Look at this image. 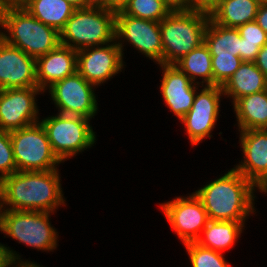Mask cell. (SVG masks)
Instances as JSON below:
<instances>
[{
    "mask_svg": "<svg viewBox=\"0 0 267 267\" xmlns=\"http://www.w3.org/2000/svg\"><path fill=\"white\" fill-rule=\"evenodd\" d=\"M59 169L16 171L0 181V209L54 213L66 206Z\"/></svg>",
    "mask_w": 267,
    "mask_h": 267,
    "instance_id": "cell-1",
    "label": "cell"
},
{
    "mask_svg": "<svg viewBox=\"0 0 267 267\" xmlns=\"http://www.w3.org/2000/svg\"><path fill=\"white\" fill-rule=\"evenodd\" d=\"M256 190L260 192L233 167L194 193L201 200L209 220L246 221L256 212Z\"/></svg>",
    "mask_w": 267,
    "mask_h": 267,
    "instance_id": "cell-2",
    "label": "cell"
},
{
    "mask_svg": "<svg viewBox=\"0 0 267 267\" xmlns=\"http://www.w3.org/2000/svg\"><path fill=\"white\" fill-rule=\"evenodd\" d=\"M0 27L2 39L35 59L60 44V33L37 20L21 5L0 7Z\"/></svg>",
    "mask_w": 267,
    "mask_h": 267,
    "instance_id": "cell-3",
    "label": "cell"
},
{
    "mask_svg": "<svg viewBox=\"0 0 267 267\" xmlns=\"http://www.w3.org/2000/svg\"><path fill=\"white\" fill-rule=\"evenodd\" d=\"M115 14L116 11L101 0L90 7L76 9L60 31V44L78 51L113 42Z\"/></svg>",
    "mask_w": 267,
    "mask_h": 267,
    "instance_id": "cell-4",
    "label": "cell"
},
{
    "mask_svg": "<svg viewBox=\"0 0 267 267\" xmlns=\"http://www.w3.org/2000/svg\"><path fill=\"white\" fill-rule=\"evenodd\" d=\"M210 15L199 11H171L160 21L163 64H175L204 43Z\"/></svg>",
    "mask_w": 267,
    "mask_h": 267,
    "instance_id": "cell-5",
    "label": "cell"
},
{
    "mask_svg": "<svg viewBox=\"0 0 267 267\" xmlns=\"http://www.w3.org/2000/svg\"><path fill=\"white\" fill-rule=\"evenodd\" d=\"M54 213L0 209V231L38 251H53L58 246L57 229L49 221Z\"/></svg>",
    "mask_w": 267,
    "mask_h": 267,
    "instance_id": "cell-6",
    "label": "cell"
},
{
    "mask_svg": "<svg viewBox=\"0 0 267 267\" xmlns=\"http://www.w3.org/2000/svg\"><path fill=\"white\" fill-rule=\"evenodd\" d=\"M39 121L47 133L53 153L62 163L96 144L91 119L57 113Z\"/></svg>",
    "mask_w": 267,
    "mask_h": 267,
    "instance_id": "cell-7",
    "label": "cell"
},
{
    "mask_svg": "<svg viewBox=\"0 0 267 267\" xmlns=\"http://www.w3.org/2000/svg\"><path fill=\"white\" fill-rule=\"evenodd\" d=\"M10 138L17 171H50L62 163L53 153L40 121L11 131Z\"/></svg>",
    "mask_w": 267,
    "mask_h": 267,
    "instance_id": "cell-8",
    "label": "cell"
},
{
    "mask_svg": "<svg viewBox=\"0 0 267 267\" xmlns=\"http://www.w3.org/2000/svg\"><path fill=\"white\" fill-rule=\"evenodd\" d=\"M115 40L123 57V44L127 42L153 62L163 64L160 22L134 17L118 10L115 14Z\"/></svg>",
    "mask_w": 267,
    "mask_h": 267,
    "instance_id": "cell-9",
    "label": "cell"
},
{
    "mask_svg": "<svg viewBox=\"0 0 267 267\" xmlns=\"http://www.w3.org/2000/svg\"><path fill=\"white\" fill-rule=\"evenodd\" d=\"M95 88L76 71L47 90L59 114L92 119L98 112Z\"/></svg>",
    "mask_w": 267,
    "mask_h": 267,
    "instance_id": "cell-10",
    "label": "cell"
},
{
    "mask_svg": "<svg viewBox=\"0 0 267 267\" xmlns=\"http://www.w3.org/2000/svg\"><path fill=\"white\" fill-rule=\"evenodd\" d=\"M201 87L202 89L196 91L191 109L180 119L192 146L213 136L211 133L217 125L220 113V99L224 97L219 85Z\"/></svg>",
    "mask_w": 267,
    "mask_h": 267,
    "instance_id": "cell-11",
    "label": "cell"
},
{
    "mask_svg": "<svg viewBox=\"0 0 267 267\" xmlns=\"http://www.w3.org/2000/svg\"><path fill=\"white\" fill-rule=\"evenodd\" d=\"M172 230L183 244L195 242L209 221L201 200L193 192L159 204Z\"/></svg>",
    "mask_w": 267,
    "mask_h": 267,
    "instance_id": "cell-12",
    "label": "cell"
},
{
    "mask_svg": "<svg viewBox=\"0 0 267 267\" xmlns=\"http://www.w3.org/2000/svg\"><path fill=\"white\" fill-rule=\"evenodd\" d=\"M39 87L0 90V130L11 132L39 122Z\"/></svg>",
    "mask_w": 267,
    "mask_h": 267,
    "instance_id": "cell-13",
    "label": "cell"
},
{
    "mask_svg": "<svg viewBox=\"0 0 267 267\" xmlns=\"http://www.w3.org/2000/svg\"><path fill=\"white\" fill-rule=\"evenodd\" d=\"M77 72L95 87L107 82L125 68L116 40L77 51Z\"/></svg>",
    "mask_w": 267,
    "mask_h": 267,
    "instance_id": "cell-14",
    "label": "cell"
},
{
    "mask_svg": "<svg viewBox=\"0 0 267 267\" xmlns=\"http://www.w3.org/2000/svg\"><path fill=\"white\" fill-rule=\"evenodd\" d=\"M239 132L243 158L234 168L261 191L267 185V129Z\"/></svg>",
    "mask_w": 267,
    "mask_h": 267,
    "instance_id": "cell-15",
    "label": "cell"
},
{
    "mask_svg": "<svg viewBox=\"0 0 267 267\" xmlns=\"http://www.w3.org/2000/svg\"><path fill=\"white\" fill-rule=\"evenodd\" d=\"M38 87L36 59L0 37V90Z\"/></svg>",
    "mask_w": 267,
    "mask_h": 267,
    "instance_id": "cell-16",
    "label": "cell"
},
{
    "mask_svg": "<svg viewBox=\"0 0 267 267\" xmlns=\"http://www.w3.org/2000/svg\"><path fill=\"white\" fill-rule=\"evenodd\" d=\"M162 70L160 93L165 105L180 120L192 107L196 91L195 84L175 64H158Z\"/></svg>",
    "mask_w": 267,
    "mask_h": 267,
    "instance_id": "cell-17",
    "label": "cell"
},
{
    "mask_svg": "<svg viewBox=\"0 0 267 267\" xmlns=\"http://www.w3.org/2000/svg\"><path fill=\"white\" fill-rule=\"evenodd\" d=\"M77 51L62 44L36 59L37 84L43 91L77 71Z\"/></svg>",
    "mask_w": 267,
    "mask_h": 267,
    "instance_id": "cell-18",
    "label": "cell"
},
{
    "mask_svg": "<svg viewBox=\"0 0 267 267\" xmlns=\"http://www.w3.org/2000/svg\"><path fill=\"white\" fill-rule=\"evenodd\" d=\"M221 88L233 104L243 96L267 90V77L254 62H243Z\"/></svg>",
    "mask_w": 267,
    "mask_h": 267,
    "instance_id": "cell-19",
    "label": "cell"
},
{
    "mask_svg": "<svg viewBox=\"0 0 267 267\" xmlns=\"http://www.w3.org/2000/svg\"><path fill=\"white\" fill-rule=\"evenodd\" d=\"M232 105L238 131L267 129V90L243 96Z\"/></svg>",
    "mask_w": 267,
    "mask_h": 267,
    "instance_id": "cell-20",
    "label": "cell"
},
{
    "mask_svg": "<svg viewBox=\"0 0 267 267\" xmlns=\"http://www.w3.org/2000/svg\"><path fill=\"white\" fill-rule=\"evenodd\" d=\"M245 221H212L207 222L200 237L195 241L204 248L218 252L234 247L245 230Z\"/></svg>",
    "mask_w": 267,
    "mask_h": 267,
    "instance_id": "cell-21",
    "label": "cell"
},
{
    "mask_svg": "<svg viewBox=\"0 0 267 267\" xmlns=\"http://www.w3.org/2000/svg\"><path fill=\"white\" fill-rule=\"evenodd\" d=\"M31 15L59 33L76 8L66 0H24L21 4Z\"/></svg>",
    "mask_w": 267,
    "mask_h": 267,
    "instance_id": "cell-22",
    "label": "cell"
},
{
    "mask_svg": "<svg viewBox=\"0 0 267 267\" xmlns=\"http://www.w3.org/2000/svg\"><path fill=\"white\" fill-rule=\"evenodd\" d=\"M260 3L259 0H221L210 18L221 26L238 28L256 19Z\"/></svg>",
    "mask_w": 267,
    "mask_h": 267,
    "instance_id": "cell-23",
    "label": "cell"
},
{
    "mask_svg": "<svg viewBox=\"0 0 267 267\" xmlns=\"http://www.w3.org/2000/svg\"><path fill=\"white\" fill-rule=\"evenodd\" d=\"M212 57H239L241 35L237 28H228L215 23L211 18L204 35Z\"/></svg>",
    "mask_w": 267,
    "mask_h": 267,
    "instance_id": "cell-24",
    "label": "cell"
},
{
    "mask_svg": "<svg viewBox=\"0 0 267 267\" xmlns=\"http://www.w3.org/2000/svg\"><path fill=\"white\" fill-rule=\"evenodd\" d=\"M211 61L212 56L209 49L205 43H202L190 53L183 56L175 65L184 72L193 83L201 86H213ZM198 79H202V81H197Z\"/></svg>",
    "mask_w": 267,
    "mask_h": 267,
    "instance_id": "cell-25",
    "label": "cell"
},
{
    "mask_svg": "<svg viewBox=\"0 0 267 267\" xmlns=\"http://www.w3.org/2000/svg\"><path fill=\"white\" fill-rule=\"evenodd\" d=\"M237 29L241 35L239 57L243 62H255L258 52L267 43V33L255 20L247 22Z\"/></svg>",
    "mask_w": 267,
    "mask_h": 267,
    "instance_id": "cell-26",
    "label": "cell"
},
{
    "mask_svg": "<svg viewBox=\"0 0 267 267\" xmlns=\"http://www.w3.org/2000/svg\"><path fill=\"white\" fill-rule=\"evenodd\" d=\"M121 10L127 15L155 22L171 12L164 0H131Z\"/></svg>",
    "mask_w": 267,
    "mask_h": 267,
    "instance_id": "cell-27",
    "label": "cell"
},
{
    "mask_svg": "<svg viewBox=\"0 0 267 267\" xmlns=\"http://www.w3.org/2000/svg\"><path fill=\"white\" fill-rule=\"evenodd\" d=\"M192 267H232L223 253L204 248L196 242L184 244Z\"/></svg>",
    "mask_w": 267,
    "mask_h": 267,
    "instance_id": "cell-28",
    "label": "cell"
},
{
    "mask_svg": "<svg viewBox=\"0 0 267 267\" xmlns=\"http://www.w3.org/2000/svg\"><path fill=\"white\" fill-rule=\"evenodd\" d=\"M243 63L240 57H212L213 86H222Z\"/></svg>",
    "mask_w": 267,
    "mask_h": 267,
    "instance_id": "cell-29",
    "label": "cell"
},
{
    "mask_svg": "<svg viewBox=\"0 0 267 267\" xmlns=\"http://www.w3.org/2000/svg\"><path fill=\"white\" fill-rule=\"evenodd\" d=\"M16 171L10 132L0 130V181Z\"/></svg>",
    "mask_w": 267,
    "mask_h": 267,
    "instance_id": "cell-30",
    "label": "cell"
},
{
    "mask_svg": "<svg viewBox=\"0 0 267 267\" xmlns=\"http://www.w3.org/2000/svg\"><path fill=\"white\" fill-rule=\"evenodd\" d=\"M221 3V0H189V11H199L211 14Z\"/></svg>",
    "mask_w": 267,
    "mask_h": 267,
    "instance_id": "cell-31",
    "label": "cell"
},
{
    "mask_svg": "<svg viewBox=\"0 0 267 267\" xmlns=\"http://www.w3.org/2000/svg\"><path fill=\"white\" fill-rule=\"evenodd\" d=\"M21 255L16 251L7 247V245L0 243V267H10L12 261H20Z\"/></svg>",
    "mask_w": 267,
    "mask_h": 267,
    "instance_id": "cell-32",
    "label": "cell"
},
{
    "mask_svg": "<svg viewBox=\"0 0 267 267\" xmlns=\"http://www.w3.org/2000/svg\"><path fill=\"white\" fill-rule=\"evenodd\" d=\"M254 63L267 77V43L258 52L257 58Z\"/></svg>",
    "mask_w": 267,
    "mask_h": 267,
    "instance_id": "cell-33",
    "label": "cell"
},
{
    "mask_svg": "<svg viewBox=\"0 0 267 267\" xmlns=\"http://www.w3.org/2000/svg\"><path fill=\"white\" fill-rule=\"evenodd\" d=\"M255 21L267 33V3H260Z\"/></svg>",
    "mask_w": 267,
    "mask_h": 267,
    "instance_id": "cell-34",
    "label": "cell"
},
{
    "mask_svg": "<svg viewBox=\"0 0 267 267\" xmlns=\"http://www.w3.org/2000/svg\"><path fill=\"white\" fill-rule=\"evenodd\" d=\"M171 11H189V0H164Z\"/></svg>",
    "mask_w": 267,
    "mask_h": 267,
    "instance_id": "cell-35",
    "label": "cell"
},
{
    "mask_svg": "<svg viewBox=\"0 0 267 267\" xmlns=\"http://www.w3.org/2000/svg\"><path fill=\"white\" fill-rule=\"evenodd\" d=\"M105 5L114 11L121 10L131 0H101Z\"/></svg>",
    "mask_w": 267,
    "mask_h": 267,
    "instance_id": "cell-36",
    "label": "cell"
},
{
    "mask_svg": "<svg viewBox=\"0 0 267 267\" xmlns=\"http://www.w3.org/2000/svg\"><path fill=\"white\" fill-rule=\"evenodd\" d=\"M66 1L69 2L76 9H79V8L90 7L99 2L100 0H66Z\"/></svg>",
    "mask_w": 267,
    "mask_h": 267,
    "instance_id": "cell-37",
    "label": "cell"
},
{
    "mask_svg": "<svg viewBox=\"0 0 267 267\" xmlns=\"http://www.w3.org/2000/svg\"><path fill=\"white\" fill-rule=\"evenodd\" d=\"M10 267H43V266H41L40 264L38 265L34 261L20 260V261H12Z\"/></svg>",
    "mask_w": 267,
    "mask_h": 267,
    "instance_id": "cell-38",
    "label": "cell"
},
{
    "mask_svg": "<svg viewBox=\"0 0 267 267\" xmlns=\"http://www.w3.org/2000/svg\"><path fill=\"white\" fill-rule=\"evenodd\" d=\"M24 0H0V7L4 5H20Z\"/></svg>",
    "mask_w": 267,
    "mask_h": 267,
    "instance_id": "cell-39",
    "label": "cell"
},
{
    "mask_svg": "<svg viewBox=\"0 0 267 267\" xmlns=\"http://www.w3.org/2000/svg\"><path fill=\"white\" fill-rule=\"evenodd\" d=\"M260 192L264 193V194H267V185Z\"/></svg>",
    "mask_w": 267,
    "mask_h": 267,
    "instance_id": "cell-40",
    "label": "cell"
},
{
    "mask_svg": "<svg viewBox=\"0 0 267 267\" xmlns=\"http://www.w3.org/2000/svg\"><path fill=\"white\" fill-rule=\"evenodd\" d=\"M261 3H267V0H259Z\"/></svg>",
    "mask_w": 267,
    "mask_h": 267,
    "instance_id": "cell-41",
    "label": "cell"
}]
</instances>
